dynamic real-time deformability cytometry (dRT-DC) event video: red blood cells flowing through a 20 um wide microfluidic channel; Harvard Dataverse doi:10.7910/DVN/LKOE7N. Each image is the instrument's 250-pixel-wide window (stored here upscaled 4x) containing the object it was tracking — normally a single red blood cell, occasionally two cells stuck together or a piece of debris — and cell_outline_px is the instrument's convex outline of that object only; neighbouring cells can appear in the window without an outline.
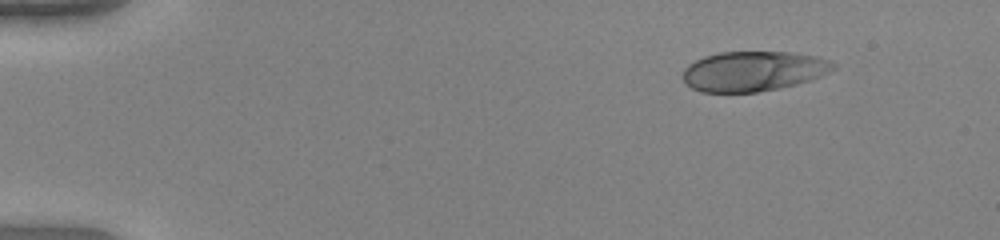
{"species": "human", "species_latin": "Homo sapiens", "temperature_condition": "warm", "stored_images_in_passage": 46, "camera_frame_rate_fps": 3000, "um_per_image_px": 0.085, "donor": {"sex": "female"}, "frame": {"image": 1, "passage_image": 1, "time_ms": 0.0, "image_size_px": [1000, 240], "cell_outline_px": [[836, 68], [820, 76], [796, 84], [780, 88], [756, 92], [700, 92], [692, 88], [684, 80], [684, 68], [688, 64], [704, 56], [720, 52], [788, 52], [816, 56], [832, 60], [836, 64]], "centroid_in_image_um": [64.05, 6.04], "position_along_channel_um": 21.0, "area_um2": 34.97}}
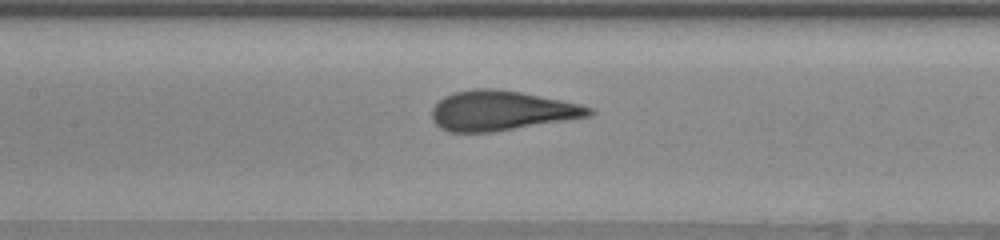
{"frame": {"image": 2, "passage_image": 20, "time_ms": 6.333, "image_size_px": [1000, 240], "cell_outline_px": [[596, 112], [592, 116], [568, 120], [492, 132], [448, 132], [440, 128], [432, 120], [432, 108], [444, 96], [456, 92], [476, 88], [496, 88], [520, 92], [580, 104], [592, 108]], "centroid_in_image_um": [42.62, 9.41], "position_along_channel_um": 164.8, "area_um2": 36.41}}
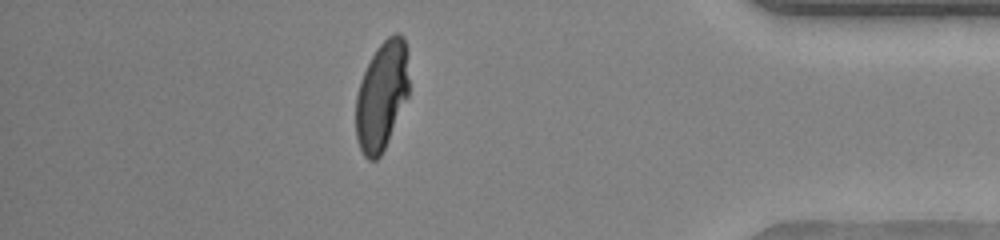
{"frame": {"image": 3, "passage_image": 40, "time_ms": 13.0, "image_size_px": [1000, 240], "cell_outline_px": [[408, 96], [388, 140], [380, 156], [376, 160], [368, 160], [364, 156], [356, 140], [356, 96], [360, 80], [376, 48], [388, 36], [396, 32], [400, 32], [404, 36], [408, 48]], "centroid_in_image_um": [32.46, 8.09], "position_along_channel_um": 402.7, "area_um2": 33.87}, "authors_computed_cell_mechanics": {"area_um2": 35.7782, "velocity_mm_per_s": 4.0553, "shape_relaxation_time_tau1_ms": 6.8113, "shape_relaxation_time_tau2_ms": null, "deformation_change_tau1": 0.2964, "deformation_change_tau2": null}}